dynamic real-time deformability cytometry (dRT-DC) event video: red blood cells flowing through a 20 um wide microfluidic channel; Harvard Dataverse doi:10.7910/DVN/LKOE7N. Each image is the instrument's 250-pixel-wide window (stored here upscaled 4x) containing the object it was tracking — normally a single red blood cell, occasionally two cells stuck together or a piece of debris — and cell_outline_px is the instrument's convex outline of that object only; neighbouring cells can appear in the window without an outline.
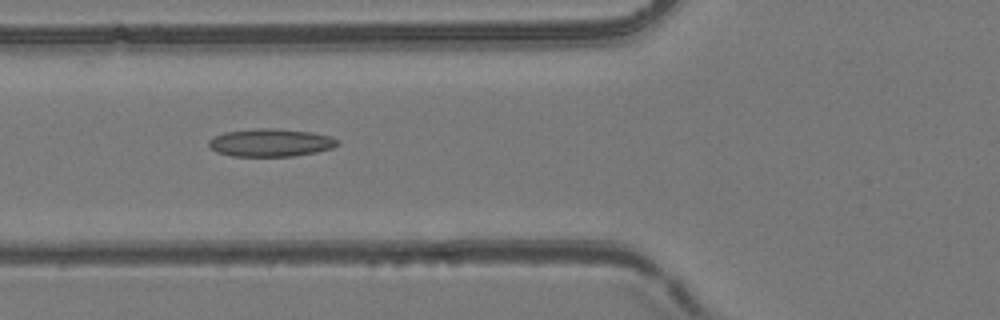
{"species": "common noctule bat (a hibernating species)", "species_latin": "Nyctalus noctula", "temperature_condition": "room temperature", "stored_images_in_passage": 6, "camera_frame_rate_fps": 3000, "um_per_image_px": 0.085, "animal": {"sex": "female", "body_mass_g": 24.6, "forearm_length_mm": 56.2}, "frame": {"image": 1, "passage_image": 6, "time_ms": 6.0, "image_size_px": [1000, 320], "cell_outline_px": [[340, 144], [332, 148], [316, 152], [292, 156], [232, 156], [216, 152], [208, 144], [208, 140], [212, 136], [224, 132], [256, 128], [276, 128], [312, 132], [332, 136], [340, 140]], "centroid_in_image_um": [23.02, 12.11], "position_along_channel_um": 102.8, "area_um2": 21.15}}